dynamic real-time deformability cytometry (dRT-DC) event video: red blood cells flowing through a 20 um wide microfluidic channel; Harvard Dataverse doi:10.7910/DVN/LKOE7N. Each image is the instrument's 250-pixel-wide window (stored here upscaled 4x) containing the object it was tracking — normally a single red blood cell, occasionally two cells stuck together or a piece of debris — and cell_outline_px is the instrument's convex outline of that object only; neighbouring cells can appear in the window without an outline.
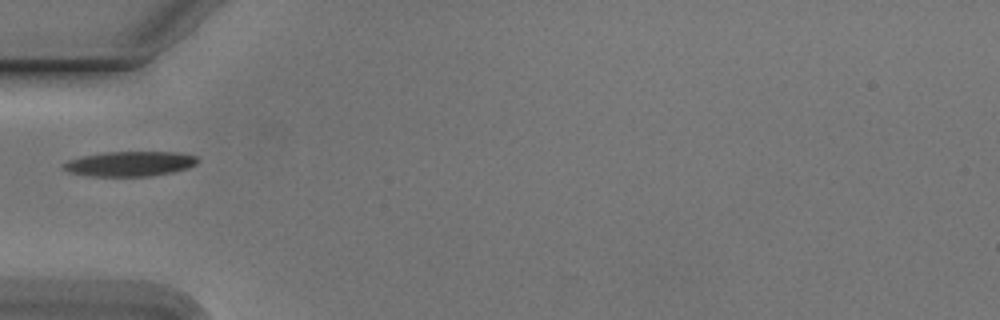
{"species": "Egyptian fruit bat (a non-hibernating species)", "species_latin": "Rousettus aegyptiacus", "temperature_condition": "cold", "stored_images_in_passage": 37, "camera_frame_rate_fps": 3000, "um_per_image_px": 0.085, "animal": {"sex": "male"}, "frame": {"image": 1, "passage_image": 1, "time_ms": 0.0, "image_size_px": [1000, 320], "cell_outline_px": [[200, 160], [196, 164], [188, 168], [172, 172], [152, 176], [88, 176], [68, 172], [60, 164], [68, 160], [84, 156], [104, 152], [180, 152], [196, 156]], "centroid_in_image_um": [11.05, 13.92], "position_along_channel_um": 74.0, "area_um2": 19.59}}
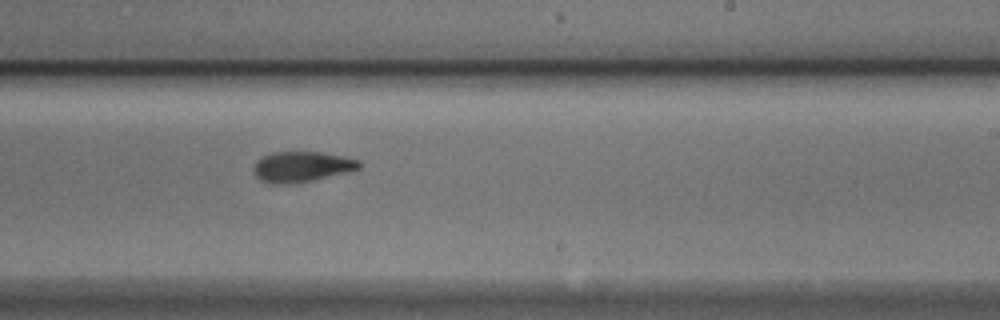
{"frame": {"image": 2, "passage_image": 16, "time_ms": 5.0, "image_size_px": [1000, 320], "cell_outline_px": [[360, 168], [352, 172], [312, 180], [288, 184], [272, 184], [260, 180], [256, 176], [256, 160], [272, 152], [316, 152], [340, 156], [360, 160]], "centroid_in_image_um": [25.68, 14.18], "position_along_channel_um": 263.3, "area_um2": 18.55}}
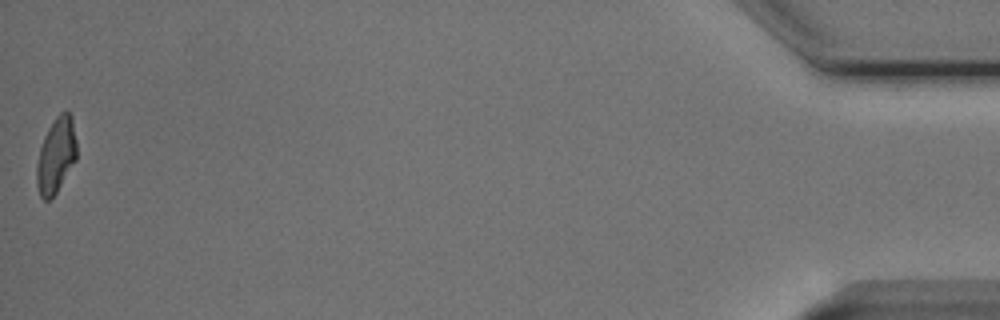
{"frame": {"image": 3, "passage_image": 37, "time_ms": 12.0, "image_size_px": [1000, 320], "cell_outline_px": [[76, 160], [56, 192], [48, 200], [44, 200], [40, 196], [36, 184], [36, 164], [40, 148], [44, 136], [48, 128], [56, 116], [60, 112], [68, 112], [72, 116], [76, 140]], "centroid_in_image_um": [4.75, 13.2], "position_along_channel_um": 430.4, "area_um2": 17.51}, "authors_computed_cell_mechanics": {"area_um2": 18.785, "velocity_mm_per_s": 3.7736, "shape_relaxation_time_tau1_ms": 3.8669, "shape_relaxation_time_tau2_ms": 2.27, "deformation_change_tau1": 0.1438, "deformation_change_tau2": 0.0882}}